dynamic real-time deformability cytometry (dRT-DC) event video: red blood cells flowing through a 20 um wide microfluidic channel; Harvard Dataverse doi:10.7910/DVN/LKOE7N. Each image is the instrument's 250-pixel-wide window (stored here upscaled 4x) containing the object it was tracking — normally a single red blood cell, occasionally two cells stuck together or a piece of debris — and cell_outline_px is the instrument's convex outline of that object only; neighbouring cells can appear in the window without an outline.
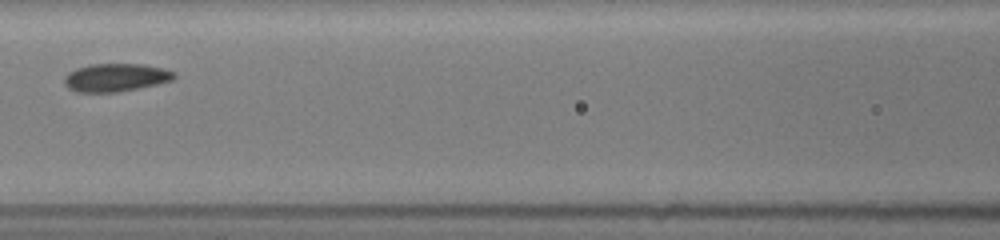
{"species": "common noctule bat (a hibernating species)", "species_latin": "Nyctalus noctula", "temperature_condition": "room temperature", "stored_images_in_passage": 6, "camera_frame_rate_fps": 3000, "um_per_image_px": 0.085, "animal": {"sex": "female", "body_mass_g": 19.5, "forearm_length_mm": 54.1}, "frame": {"image": 1, "passage_image": 4, "time_ms": 3.333, "image_size_px": [1000, 240], "cell_outline_px": [[176, 76], [172, 80], [140, 88], [120, 92], [76, 92], [68, 88], [64, 84], [64, 76], [68, 72], [76, 68], [92, 64], [144, 64], [164, 68], [176, 72]], "centroid_in_image_um": [9.84, 6.59], "position_along_channel_um": 156.8, "area_um2": 18.15}}
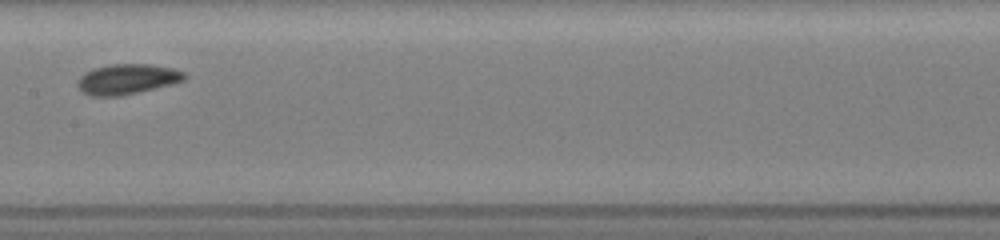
{"frame": {"image": 2, "passage_image": 5, "time_ms": 4.333, "image_size_px": [1000, 240], "cell_outline_px": [[188, 76], [184, 80], [172, 84], [120, 96], [88, 96], [76, 84], [76, 80], [84, 72], [96, 68], [112, 64], [148, 64], [172, 68], [184, 72]], "centroid_in_image_um": [10.8, 6.73], "position_along_channel_um": 196.6, "area_um2": 18.79}}
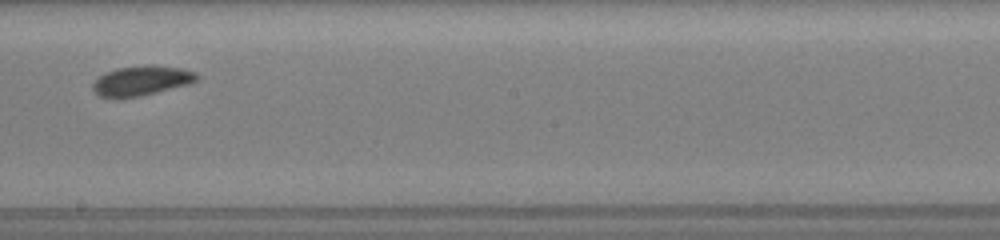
{"frame": {"image": 3, "passage_image": 6, "time_ms": 5.333, "image_size_px": [1000, 240], "cell_outline_px": [[200, 76], [196, 80], [188, 84], [140, 96], [116, 100], [100, 96], [92, 88], [92, 84], [104, 72], [116, 68], [144, 64], [180, 68], [196, 72]], "centroid_in_image_um": [11.98, 6.86], "position_along_channel_um": 236.2, "area_um2": 18.26}}